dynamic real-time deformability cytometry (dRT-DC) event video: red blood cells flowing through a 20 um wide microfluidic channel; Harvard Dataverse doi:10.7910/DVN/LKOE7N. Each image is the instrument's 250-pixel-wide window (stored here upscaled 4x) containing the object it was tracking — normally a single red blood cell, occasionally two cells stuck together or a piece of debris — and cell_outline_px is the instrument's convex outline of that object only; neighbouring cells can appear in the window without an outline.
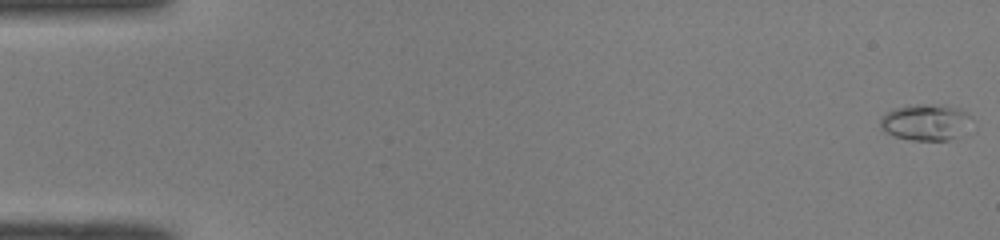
{"species": "common noctule bat (a hibernating species)", "species_latin": "Nyctalus noctula", "temperature_condition": "room temperature", "stored_images_in_passage": 51, "camera_frame_rate_fps": 3000, "um_per_image_px": 0.085, "animal": {"sex": "male", "body_mass_g": 19.0, "forearm_length_mm": 50.8}, "frame": {"image": 1, "passage_image": 1, "time_ms": 0.0, "image_size_px": [1000, 240], "cell_outline_px": [[968, 116], [956, 136], [948, 140], [912, 140], [896, 136], [884, 132], [880, 128], [880, 116], [896, 108], [916, 104], [940, 104], [960, 108], [968, 112]], "centroid_in_image_um": [78.55, 10.36], "position_along_channel_um": 6.4, "area_um2": 18.67}}
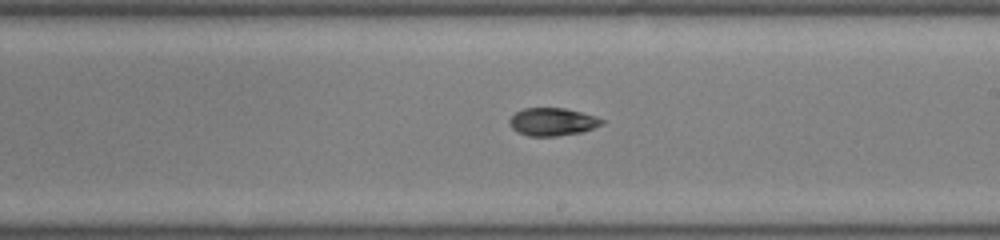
{"frame": {"image": 2, "passage_image": 30, "time_ms": 9.667, "image_size_px": [1000, 240], "cell_outline_px": [[604, 124], [584, 132], [556, 136], [528, 136], [516, 132], [512, 128], [508, 120], [516, 112], [524, 108], [564, 108], [596, 116], [604, 120]], "centroid_in_image_um": [46.97, 10.36], "position_along_channel_um": 242.0, "area_um2": 15.09}}
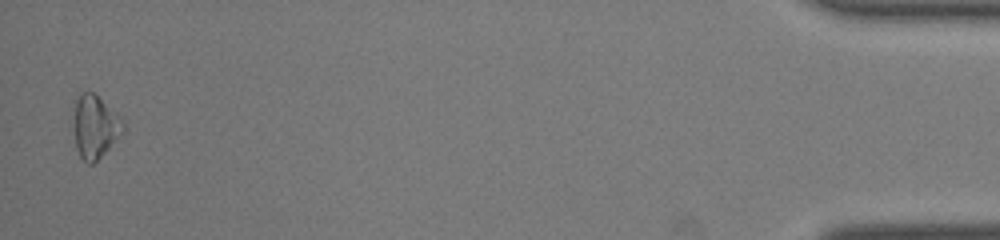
{"frame": {"image": 3, "passage_image": 50, "time_ms": 16.333, "image_size_px": [1000, 240], "cell_outline_px": [[124, 128], [108, 148], [92, 164], [88, 164], [80, 156], [76, 148], [72, 132], [76, 96], [80, 92], [92, 92], [120, 116], [124, 120]], "centroid_in_image_um": [8.02, 10.75], "position_along_channel_um": 427.2, "area_um2": 17.98}, "authors_computed_cell_mechanics": {"area_um2": 15.028, "velocity_mm_per_s": 4.0874, "shape_relaxation_time_tau1_ms": 9.2967, "shape_relaxation_time_tau2_ms": 9.9432, "deformation_change_tau1": 0.1797, "deformation_change_tau2": 0.201}}